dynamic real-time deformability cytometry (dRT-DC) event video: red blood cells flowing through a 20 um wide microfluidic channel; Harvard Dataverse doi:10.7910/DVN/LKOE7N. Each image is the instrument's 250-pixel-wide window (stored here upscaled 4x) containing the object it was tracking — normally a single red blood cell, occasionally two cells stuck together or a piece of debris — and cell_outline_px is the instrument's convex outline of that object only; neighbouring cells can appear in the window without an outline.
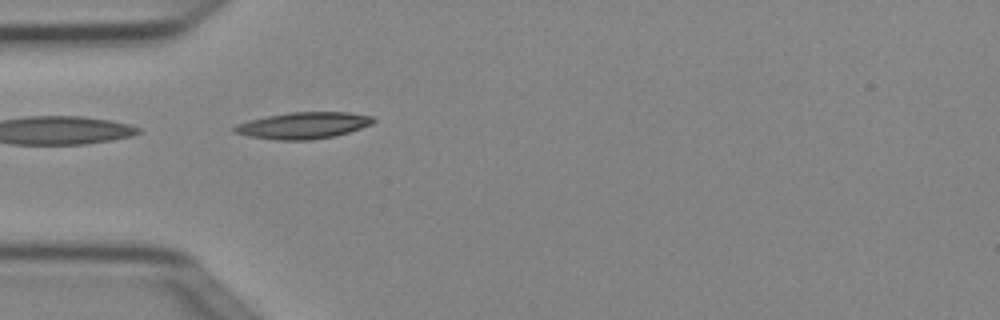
{"species": "Egyptian fruit bat (a non-hibernating species)", "species_latin": "Rousettus aegyptiacus", "temperature_condition": "cold", "stored_images_in_passage": 3, "camera_frame_rate_fps": 3000, "um_per_image_px": 0.085, "animal": {"sex": "female"}, "frame": {"image": 1, "passage_image": 3, "time_ms": 0.667, "image_size_px": [1000, 320], "cell_outline_px": [[376, 120], [372, 124], [348, 132], [332, 136], [308, 140], [280, 140], [248, 136], [236, 132], [232, 128], [236, 124], [248, 120], [264, 116], [288, 112], [348, 112], [376, 116]], "centroid_in_image_um": [25.79, 10.64], "position_along_channel_um": 59.2, "area_um2": 21.5}}